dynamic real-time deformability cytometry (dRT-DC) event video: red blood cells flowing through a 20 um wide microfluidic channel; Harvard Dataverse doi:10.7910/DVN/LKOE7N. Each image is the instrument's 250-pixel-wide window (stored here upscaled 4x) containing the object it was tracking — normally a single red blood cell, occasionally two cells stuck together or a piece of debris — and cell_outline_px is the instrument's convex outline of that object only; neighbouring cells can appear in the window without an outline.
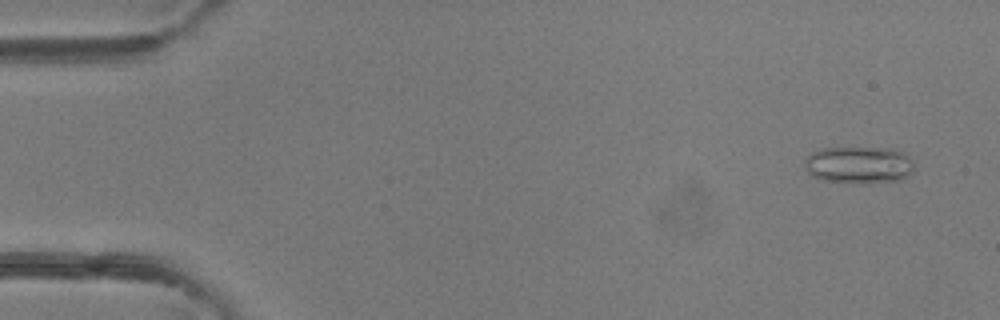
{"species": "common noctule bat (a hibernating species)", "species_latin": "Nyctalus noctula", "temperature_condition": "room temperature", "stored_images_in_passage": 47, "camera_frame_rate_fps": 3000, "um_per_image_px": 0.085, "animal": {"sex": "female"}, "frame": {"image": 1, "passage_image": 2, "time_ms": 0.333, "image_size_px": [1000, 320], "cell_outline_px": [[912, 172], [908, 176], [900, 180], [824, 180], [812, 176], [804, 168], [804, 160], [812, 152], [824, 148], [892, 148], [908, 156], [912, 160]], "centroid_in_image_um": [72.97, 13.96], "position_along_channel_um": 12.0, "area_um2": 22.66}}
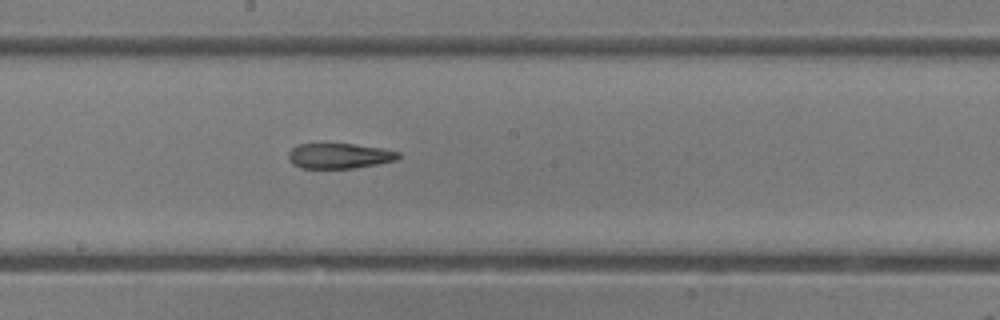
{"frame": {"image": 2, "passage_image": 25, "time_ms": 8.0, "image_size_px": [1000, 320], "cell_outline_px": [[400, 156], [396, 160], [356, 168], [300, 168], [292, 164], [288, 160], [288, 152], [296, 144], [352, 144], [384, 148], [400, 152]], "centroid_in_image_um": [28.82, 13.25], "position_along_channel_um": 219.4, "area_um2": 16.3}}
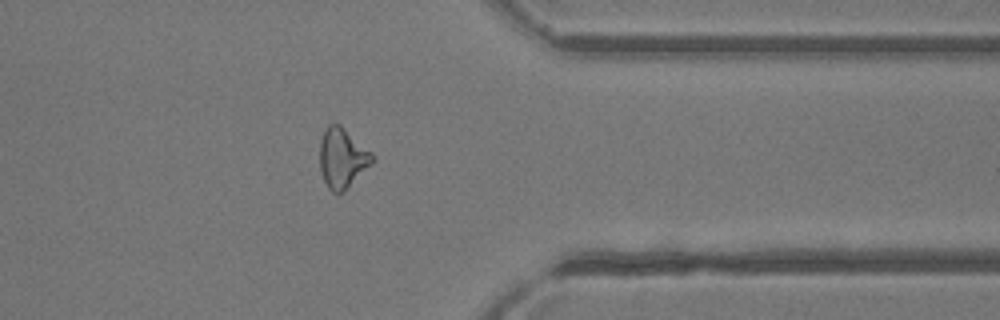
{"frame": {"image": 3, "passage_image": 37, "time_ms": 12.0, "image_size_px": [1000, 320], "cell_outline_px": [[376, 160], [340, 192], [332, 192], [328, 188], [320, 172], [320, 140], [328, 124], [340, 124], [372, 152], [376, 156]], "centroid_in_image_um": [29.1, 13.39], "position_along_channel_um": 382.3, "area_um2": 18.03}}